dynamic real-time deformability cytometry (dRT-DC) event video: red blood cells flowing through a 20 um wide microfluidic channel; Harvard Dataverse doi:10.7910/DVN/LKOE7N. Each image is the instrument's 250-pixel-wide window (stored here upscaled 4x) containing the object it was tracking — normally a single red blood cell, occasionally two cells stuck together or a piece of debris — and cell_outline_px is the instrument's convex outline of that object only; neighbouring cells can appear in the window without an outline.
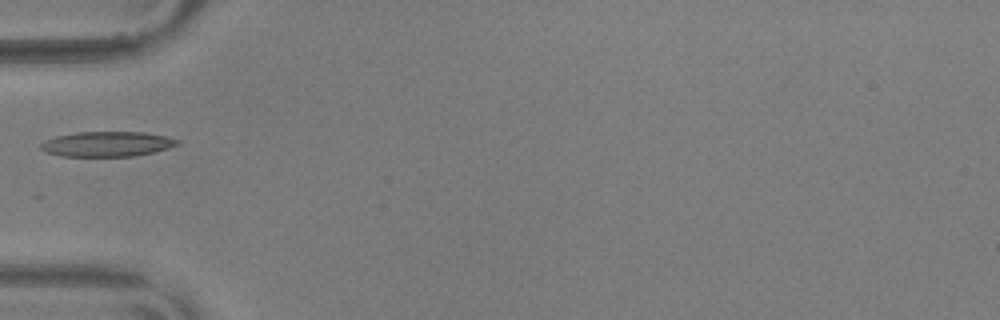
{"species": "common noctule bat (a hibernating species)", "species_latin": "Nyctalus noctula", "temperature_condition": "warm", "stored_images_in_passage": 23, "camera_frame_rate_fps": 3000, "um_per_image_px": 0.085, "animal": {"sex": "male", "body_mass_g": 17.9, "forearm_length_mm": 54.2}, "frame": {"image": 1, "passage_image": 1, "time_ms": 0.0, "image_size_px": [1000, 320], "cell_outline_px": [[180, 144], [168, 148], [152, 152], [132, 156], [60, 156], [44, 152], [40, 148], [40, 144], [44, 140], [56, 136], [76, 132], [144, 132], [164, 136], [180, 140]], "centroid_in_image_um": [9.06, 12.24], "position_along_channel_um": 75.9, "area_um2": 19.94}}